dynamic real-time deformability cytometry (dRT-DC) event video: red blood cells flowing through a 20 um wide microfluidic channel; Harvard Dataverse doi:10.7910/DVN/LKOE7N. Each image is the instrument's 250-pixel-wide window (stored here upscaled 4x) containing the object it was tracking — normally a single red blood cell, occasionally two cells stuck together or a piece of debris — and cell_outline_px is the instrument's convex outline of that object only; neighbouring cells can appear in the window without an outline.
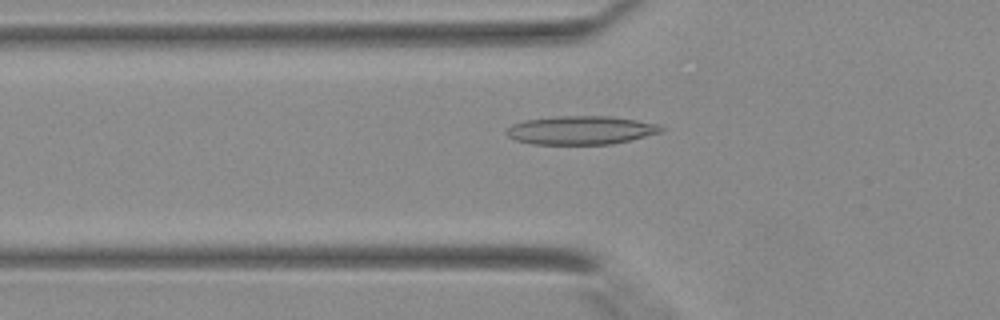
{"species": "Egyptian fruit bat (a non-hibernating species)", "species_latin": "Rousettus aegyptiacus", "temperature_condition": "warm", "stored_images_in_passage": 34, "camera_frame_rate_fps": 3000, "um_per_image_px": 0.085, "animal": {"sex": "female"}, "frame": {"image": 1, "passage_image": 7, "time_ms": 2.0, "image_size_px": [1000, 320], "cell_outline_px": [[664, 128], [660, 132], [612, 144], [532, 144], [516, 140], [508, 136], [504, 132], [512, 124], [524, 120], [560, 116], [612, 116], [636, 120], [656, 124]], "centroid_in_image_um": [49.32, 11.06], "position_along_channel_um": 76.5, "area_um2": 25.49}}
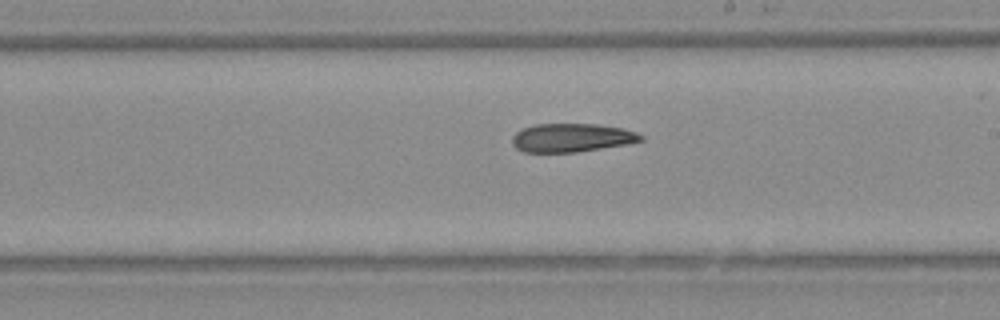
{"frame": {"image": 2, "passage_image": 17, "time_ms": 5.333, "image_size_px": [1000, 320], "cell_outline_px": [[644, 140], [624, 144], [576, 152], [524, 152], [516, 148], [512, 144], [512, 136], [520, 128], [536, 124], [596, 124], [624, 128], [636, 132], [644, 136]], "centroid_in_image_um": [48.56, 11.7], "position_along_channel_um": 240.4, "area_um2": 21.39}}
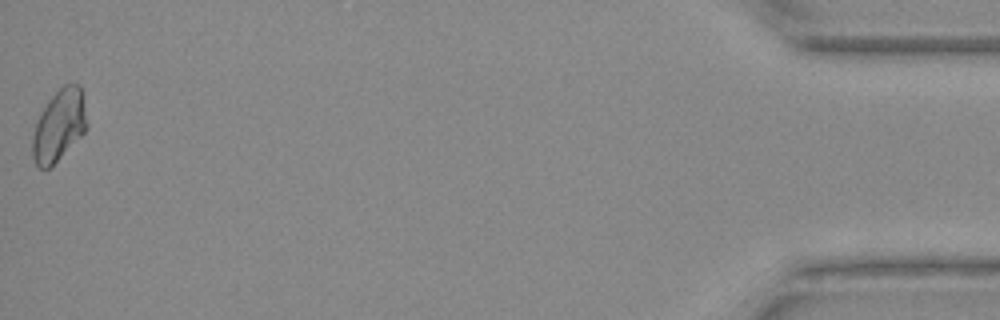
{"frame": {"image": 3, "passage_image": 34, "time_ms": 11.0, "image_size_px": [1000, 320], "cell_outline_px": [[88, 124], [84, 132], [48, 168], [40, 168], [36, 164], [32, 156], [32, 136], [36, 124], [48, 100], [64, 84], [80, 84], [84, 92]], "centroid_in_image_um": [5.05, 10.6], "position_along_channel_um": 430.2, "area_um2": 22.37}}